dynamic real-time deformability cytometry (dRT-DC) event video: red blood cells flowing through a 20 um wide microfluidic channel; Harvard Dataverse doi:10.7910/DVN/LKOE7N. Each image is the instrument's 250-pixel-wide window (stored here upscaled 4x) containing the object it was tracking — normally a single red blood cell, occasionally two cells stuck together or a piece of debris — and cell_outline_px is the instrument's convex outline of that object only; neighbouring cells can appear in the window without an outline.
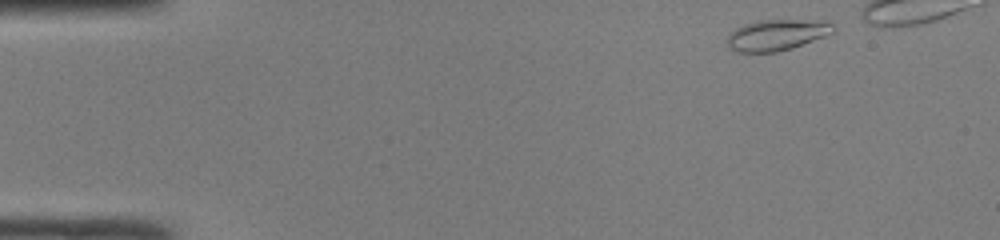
{"species": "common noctule bat (a hibernating species)", "species_latin": "Nyctalus noctula", "temperature_condition": "room temperature", "stored_images_in_passage": 36, "camera_frame_rate_fps": 3000, "um_per_image_px": 0.085, "animal": {"sex": "male", "body_mass_g": 19.0, "forearm_length_mm": 50.8}, "frame": {"image": 1, "passage_image": 1, "time_ms": 0.0, "image_size_px": [1000, 240], "cell_outline_px": [[836, 32], [792, 48], [776, 52], [736, 52], [728, 48], [728, 36], [736, 28], [744, 24], [756, 20], [820, 20], [832, 24]], "centroid_in_image_um": [66.03, 2.97], "position_along_channel_um": 19.0, "area_um2": 19.19}}
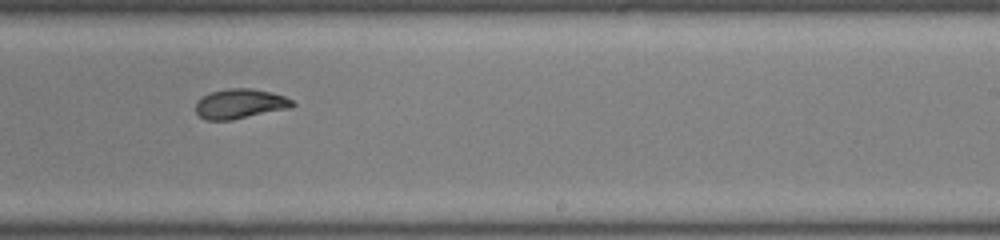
{"frame": {"image": 2, "passage_image": 26, "time_ms": 8.333, "image_size_px": [1000, 240], "cell_outline_px": [[296, 104], [292, 108], [232, 120], [204, 120], [196, 112], [196, 100], [200, 96], [212, 92], [228, 88], [252, 88], [272, 92], [284, 96], [292, 100]], "centroid_in_image_um": [20.41, 8.82], "position_along_channel_um": 268.6, "area_um2": 17.05}}
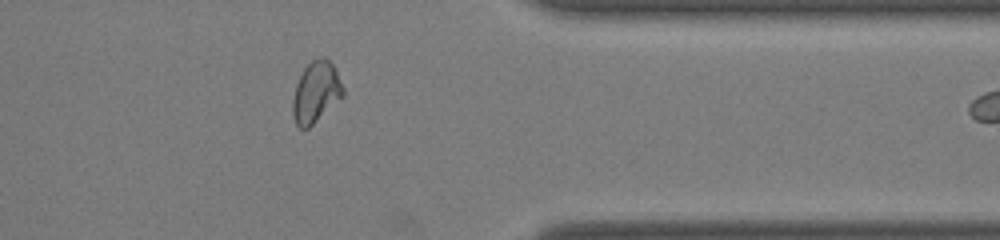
{"frame": {"image": 3, "passage_image": 35, "time_ms": 11.333, "image_size_px": [1000, 240], "cell_outline_px": [[344, 96], [308, 128], [300, 128], [296, 124], [292, 112], [292, 100], [296, 84], [304, 68], [312, 60], [324, 56], [336, 68], [344, 88]], "centroid_in_image_um": [26.87, 7.82], "position_along_channel_um": 384.5, "area_um2": 17.92}}